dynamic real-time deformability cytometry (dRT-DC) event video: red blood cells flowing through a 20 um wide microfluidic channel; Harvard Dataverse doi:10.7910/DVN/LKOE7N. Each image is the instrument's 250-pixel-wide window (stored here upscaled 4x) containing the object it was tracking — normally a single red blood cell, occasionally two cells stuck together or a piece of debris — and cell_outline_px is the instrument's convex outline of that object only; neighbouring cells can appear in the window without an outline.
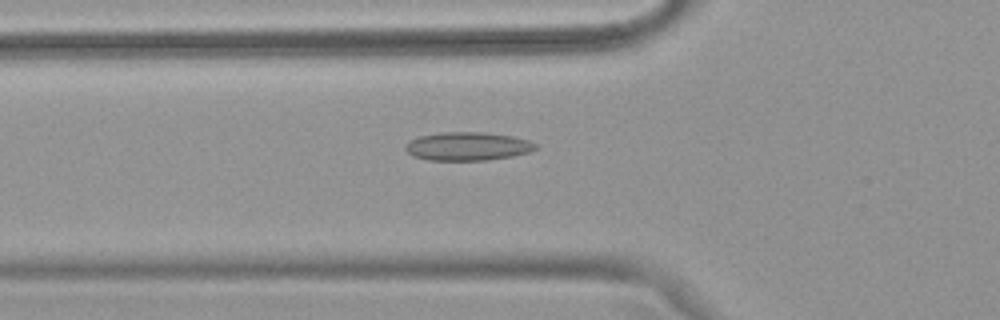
{"species": "common noctule bat (a hibernating species)", "species_latin": "Nyctalus noctula", "temperature_condition": "warm", "stored_images_in_passage": 38, "camera_frame_rate_fps": 3000, "um_per_image_px": 0.085, "animal": {"sex": "female", "body_mass_g": 18.4}, "frame": {"image": 1, "passage_image": 6, "time_ms": 1.667, "image_size_px": [1000, 320], "cell_outline_px": [[536, 148], [528, 152], [512, 156], [488, 160], [428, 160], [412, 156], [404, 148], [404, 144], [420, 136], [440, 132], [484, 132], [512, 136], [528, 140], [536, 144]], "centroid_in_image_um": [39.72, 12.43], "position_along_channel_um": 86.1, "area_um2": 21.5}}
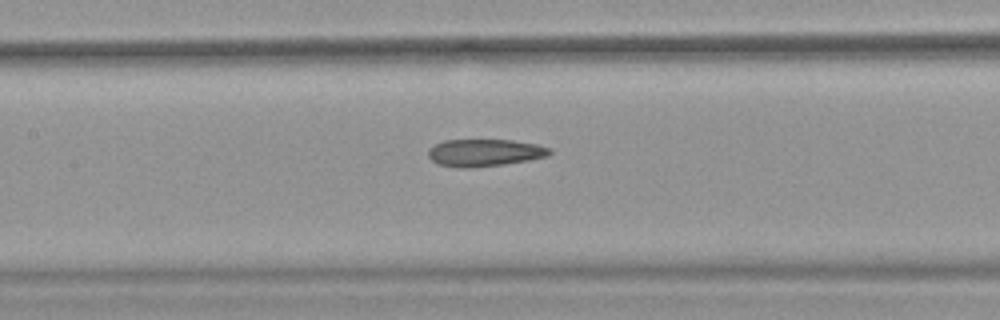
{"frame": {"image": 2, "passage_image": 12, "time_ms": 3.667, "image_size_px": [1000, 320], "cell_outline_px": [[552, 152], [548, 156], [528, 160], [504, 164], [472, 168], [460, 168], [440, 164], [432, 160], [428, 156], [428, 148], [444, 140], [512, 140], [536, 144], [552, 148]], "centroid_in_image_um": [41.21, 12.98], "position_along_channel_um": 166.2, "area_um2": 19.31}}
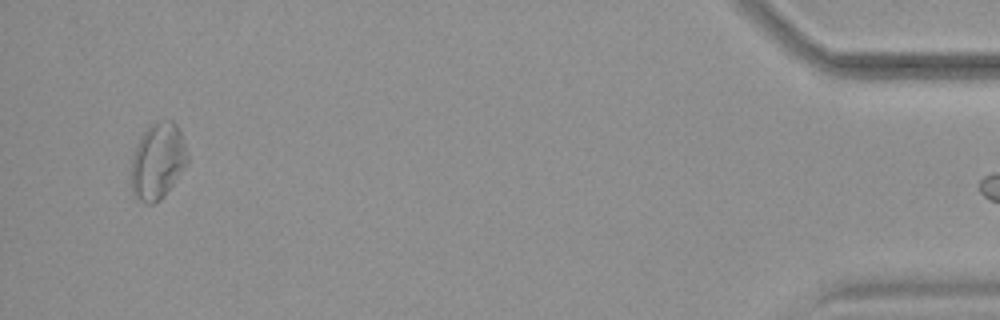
{"frame": {"image": 3, "passage_image": 37, "time_ms": 12.0, "image_size_px": [1000, 320], "cell_outline_px": [[188, 164], [164, 196], [156, 204], [144, 204], [132, 192], [132, 156], [136, 144], [140, 136], [148, 124], [160, 120], [172, 120], [180, 128], [188, 152]], "centroid_in_image_um": [13.43, 13.66], "position_along_channel_um": 421.8, "area_um2": 25.49}}